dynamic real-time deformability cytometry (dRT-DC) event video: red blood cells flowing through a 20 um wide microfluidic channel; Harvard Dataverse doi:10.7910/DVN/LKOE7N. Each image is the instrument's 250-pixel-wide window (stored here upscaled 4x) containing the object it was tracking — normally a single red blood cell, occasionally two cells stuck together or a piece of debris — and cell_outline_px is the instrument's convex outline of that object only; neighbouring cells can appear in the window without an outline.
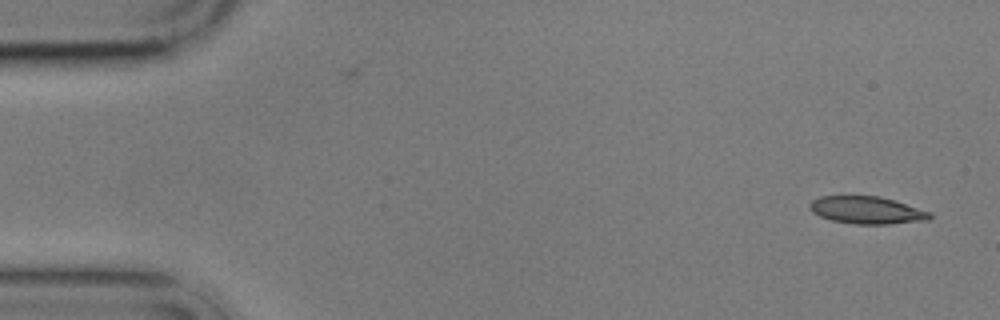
{"species": "common noctule bat (a hibernating species)", "species_latin": "Nyctalus noctula", "temperature_condition": "cold", "stored_images_in_passage": 4, "camera_frame_rate_fps": 3000, "um_per_image_px": 0.085, "animal": {"sex": "male", "body_mass_g": 17.9}, "frame": {"image": 1, "passage_image": 1, "time_ms": 0.0, "image_size_px": [1000, 320], "cell_outline_px": [[932, 216], [928, 220], [888, 224], [856, 224], [832, 220], [820, 216], [812, 212], [808, 208], [808, 204], [812, 200], [820, 196], [880, 196], [896, 200], [932, 212]], "centroid_in_image_um": [73.69, 17.85], "position_along_channel_um": 11.3, "area_um2": 19.36}}